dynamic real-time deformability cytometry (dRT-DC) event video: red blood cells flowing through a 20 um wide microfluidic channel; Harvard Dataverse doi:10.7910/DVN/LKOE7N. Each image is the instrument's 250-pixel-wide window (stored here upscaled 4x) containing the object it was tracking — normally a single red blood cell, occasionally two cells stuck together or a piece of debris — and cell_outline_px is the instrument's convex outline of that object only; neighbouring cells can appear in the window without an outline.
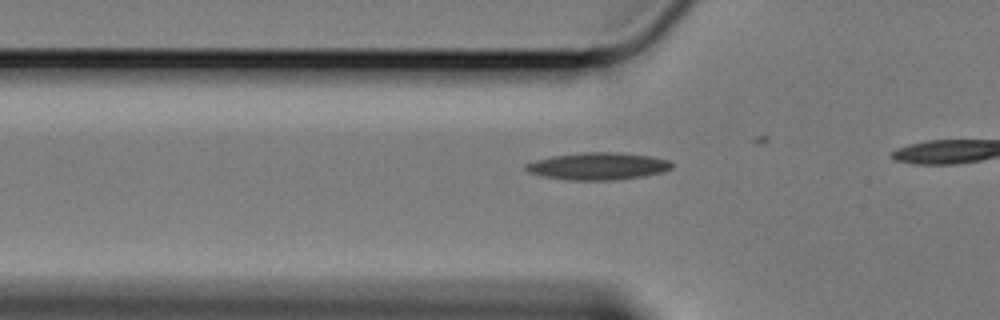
{"species": "Egyptian fruit bat (a non-hibernating species)", "species_latin": "Rousettus aegyptiacus", "temperature_condition": "cold", "stored_images_in_passage": 19, "camera_frame_rate_fps": 3000, "um_per_image_px": 0.085, "animal": {"sex": "female"}, "frame": {"image": 1, "passage_image": 9, "time_ms": 2.667, "image_size_px": [1000, 320], "cell_outline_px": [[672, 168], [664, 172], [644, 176], [616, 180], [568, 180], [540, 176], [528, 172], [524, 168], [524, 164], [536, 160], [552, 156], [584, 152], [616, 152], [652, 156], [668, 160], [672, 164]], "centroid_in_image_um": [50.82, 14.13], "position_along_channel_um": 75.0, "area_um2": 23.35}}
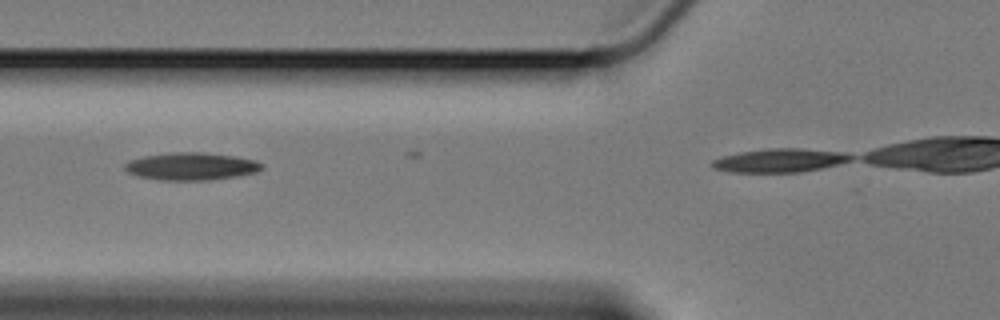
{"frame": {"image": 2, "passage_image": 12, "time_ms": 3.667, "image_size_px": [1000, 320], "cell_outline_px": [[264, 168], [256, 172], [236, 176], [212, 180], [160, 180], [140, 176], [128, 172], [124, 168], [124, 164], [128, 160], [144, 156], [168, 152], [204, 152], [236, 156], [256, 160], [264, 164]], "centroid_in_image_um": [16.28, 14.13], "position_along_channel_um": 109.5, "area_um2": 22.2}}
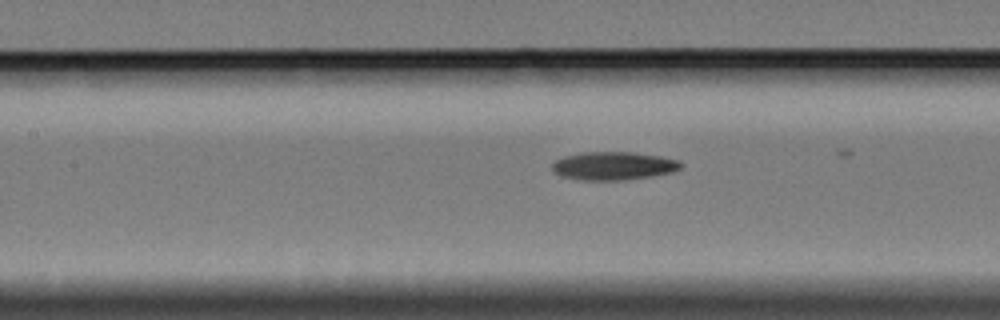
{"frame": {"image": 3, "passage_image": 16, "time_ms": 5.0, "image_size_px": [1000, 320], "cell_outline_px": [[684, 164], [680, 168], [672, 172], [652, 176], [624, 180], [580, 180], [560, 176], [552, 172], [552, 164], [556, 160], [564, 156], [580, 152], [632, 152], [660, 156], [680, 160]], "centroid_in_image_um": [52.13, 14.1], "position_along_channel_um": 155.3, "area_um2": 21.39}}